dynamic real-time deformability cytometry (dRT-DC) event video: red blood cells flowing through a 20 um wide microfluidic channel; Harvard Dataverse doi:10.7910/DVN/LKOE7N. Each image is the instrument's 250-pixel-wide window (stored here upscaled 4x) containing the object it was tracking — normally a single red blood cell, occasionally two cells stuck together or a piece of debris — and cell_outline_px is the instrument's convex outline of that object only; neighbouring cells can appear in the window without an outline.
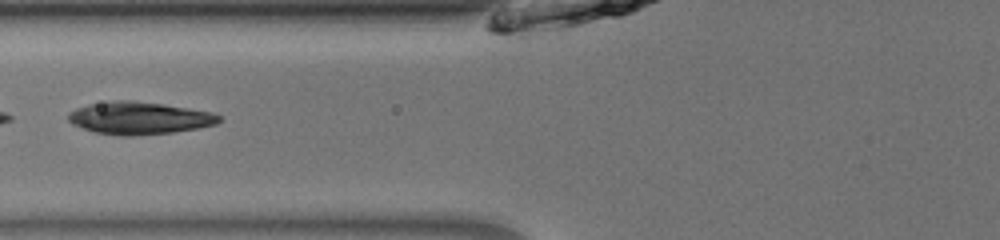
{"species": "common noctule bat (a hibernating species)", "species_latin": "Nyctalus noctula", "temperature_condition": "room temperature", "stored_images_in_passage": 36, "camera_frame_rate_fps": 3000, "um_per_image_px": 0.085, "animal": {"sex": "male", "body_mass_g": 13.0, "forearm_length_mm": 53.1}, "frame": {"image": 1, "passage_image": 20, "time_ms": 6.333, "image_size_px": [1000, 240], "cell_outline_px": [[220, 120], [216, 124], [200, 128], [172, 132], [136, 136], [120, 136], [96, 132], [72, 124], [68, 120], [68, 112], [76, 108], [88, 104], [108, 100], [132, 100], [164, 104], [212, 112], [220, 116]], "centroid_in_image_um": [11.82, 10.03], "position_along_channel_um": 114.0, "area_um2": 28.67}}